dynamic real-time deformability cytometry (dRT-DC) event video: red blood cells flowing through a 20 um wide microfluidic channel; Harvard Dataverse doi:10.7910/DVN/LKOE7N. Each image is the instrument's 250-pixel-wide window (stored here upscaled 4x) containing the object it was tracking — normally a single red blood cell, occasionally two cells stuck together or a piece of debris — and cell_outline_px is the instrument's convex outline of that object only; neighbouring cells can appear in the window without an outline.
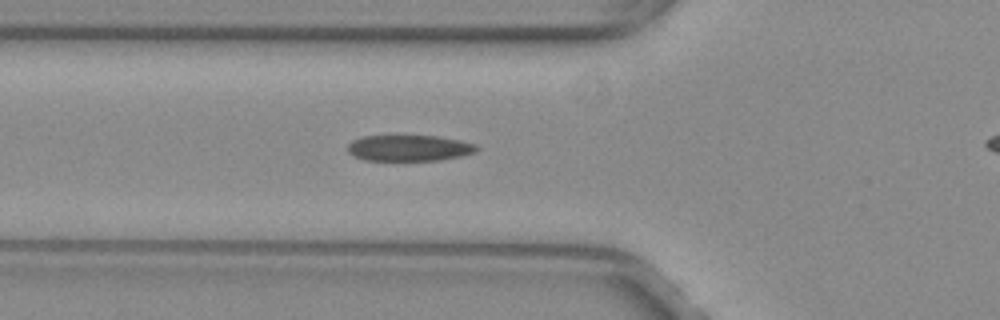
{"species": "common noctule bat (a hibernating species)", "species_latin": "Nyctalus noctula", "temperature_condition": "warm", "stored_images_in_passage": 36, "camera_frame_rate_fps": 3000, "um_per_image_px": 0.085, "animal": {"sex": "female", "body_mass_g": 29.2, "forearm_length_mm": 56.3}, "frame": {"image": 1, "passage_image": 6, "time_ms": 1.667, "image_size_px": [1000, 320], "cell_outline_px": [[480, 148], [476, 152], [460, 156], [440, 160], [364, 160], [352, 156], [348, 152], [348, 144], [352, 140], [364, 136], [436, 136], [460, 140], [476, 144]], "centroid_in_image_um": [34.78, 12.58], "position_along_channel_um": 91.0, "area_um2": 19.59}}
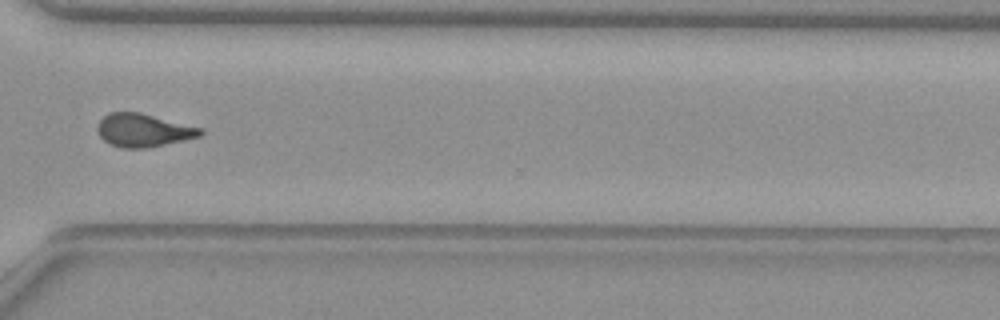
{"frame": {"image": 2, "passage_image": 26, "time_ms": 8.333, "image_size_px": [1000, 320], "cell_outline_px": [[204, 132], [200, 136], [184, 140], [148, 148], [120, 148], [104, 140], [100, 136], [96, 128], [100, 120], [108, 112], [140, 112], [204, 128]], "centroid_in_image_um": [12.21, 11.07], "position_along_channel_um": 358.4, "area_um2": 20.0}, "authors_computed_cell_mechanics": {"area_um2": 20.2878, "velocity_mm_per_s": 4.0066, "shape_relaxation_time_tau1_ms": null, "shape_relaxation_time_tau2_ms": 1.5336, "deformation_change_tau1": null, "deformation_change_tau2": 0.0851}}